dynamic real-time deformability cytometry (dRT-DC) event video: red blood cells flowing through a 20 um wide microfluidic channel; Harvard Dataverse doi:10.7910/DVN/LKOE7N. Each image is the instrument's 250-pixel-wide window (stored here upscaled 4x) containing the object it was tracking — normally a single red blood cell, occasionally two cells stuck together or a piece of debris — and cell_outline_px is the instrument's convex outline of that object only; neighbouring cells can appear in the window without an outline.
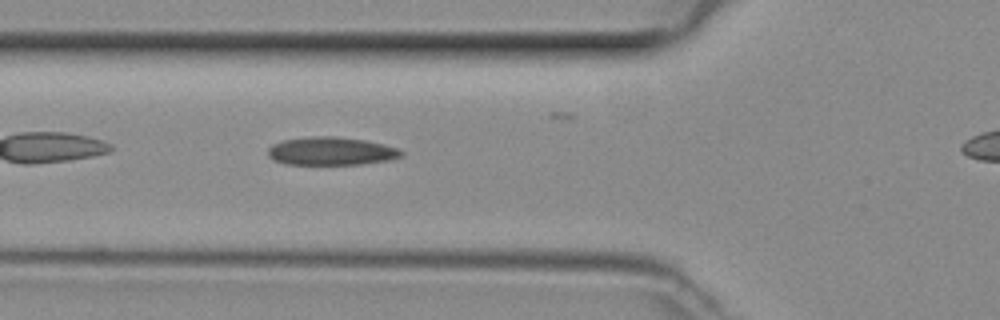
{"species": "common noctule bat (a hibernating species)", "species_latin": "Nyctalus noctula", "temperature_condition": "room temperature", "stored_images_in_passage": 28, "camera_frame_rate_fps": 3000, "um_per_image_px": 0.085, "animal": {"sex": "female", "body_mass_g": 29.2, "forearm_length_mm": 56.3}, "frame": {"image": 1, "passage_image": 4, "time_ms": 1.0, "image_size_px": [1000, 320], "cell_outline_px": [[404, 152], [400, 156], [388, 160], [360, 164], [288, 164], [276, 160], [268, 156], [268, 148], [272, 144], [284, 140], [312, 136], [336, 136], [364, 140], [384, 144], [400, 148]], "centroid_in_image_um": [28.16, 12.84], "position_along_channel_um": 97.6, "area_um2": 21.73}}
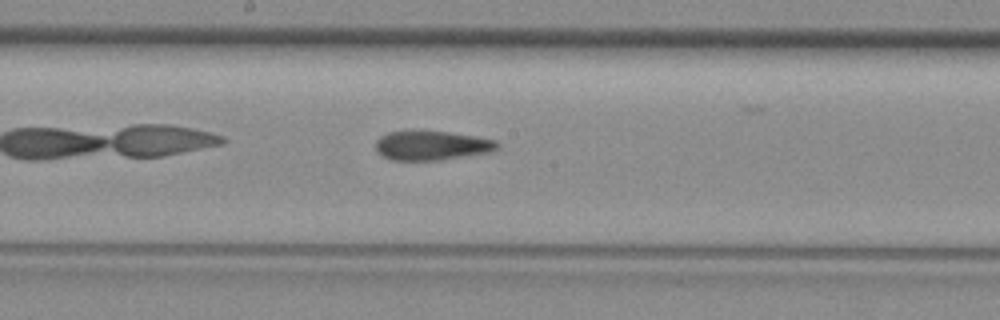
{"frame": {"image": 2, "passage_image": 12, "time_ms": 3.667, "image_size_px": [1000, 320], "cell_outline_px": [[500, 144], [492, 152], [436, 160], [392, 160], [376, 152], [376, 140], [380, 136], [388, 132], [448, 132], [476, 136], [496, 140]], "centroid_in_image_um": [36.71, 12.37], "position_along_channel_um": 211.5, "area_um2": 20.46}}
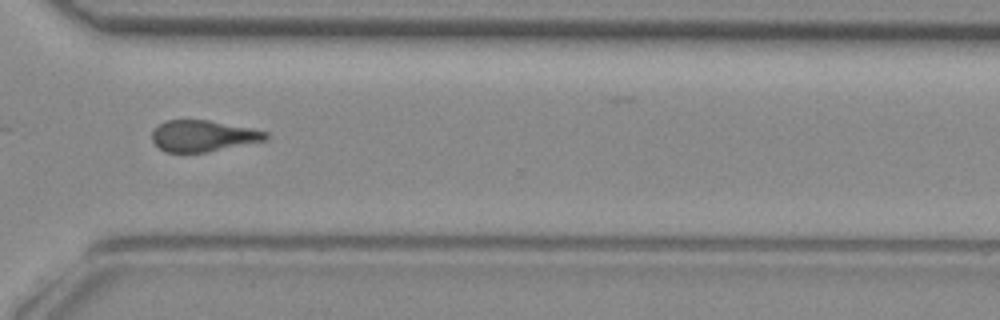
{"frame": {"image": 3, "passage_image": 22, "time_ms": 7.0, "image_size_px": [1000, 320], "cell_outline_px": [[268, 136], [264, 140], [204, 152], [168, 152], [160, 148], [152, 140], [152, 132], [164, 120], [208, 120], [268, 132]], "centroid_in_image_um": [17.21, 11.54], "position_along_channel_um": 353.4, "area_um2": 20.11}}